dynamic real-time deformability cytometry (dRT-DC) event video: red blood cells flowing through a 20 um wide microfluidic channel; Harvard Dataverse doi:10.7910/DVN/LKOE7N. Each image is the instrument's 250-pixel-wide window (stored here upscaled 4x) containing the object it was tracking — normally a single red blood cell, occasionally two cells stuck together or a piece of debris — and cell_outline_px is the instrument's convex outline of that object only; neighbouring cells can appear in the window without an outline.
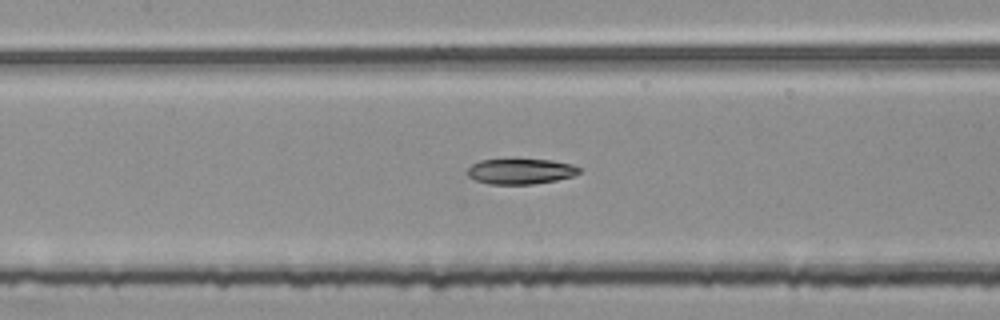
{"species": "common noctule bat (a hibernating species)", "species_latin": "Nyctalus noctula", "temperature_condition": "room temperature", "stored_images_in_passage": 53, "segment_of_instrument_passage": [2, 2], "camera_frame_rate_fps": 3000, "um_per_image_px": 0.085, "animal": {"sex": "female", "body_mass_g": 25.1}, "frame": {"image": 1, "passage_image": 24, "time_ms": 7.667, "image_size_px": [1000, 320], "cell_outline_px": [[580, 172], [572, 176], [556, 180], [532, 184], [488, 184], [476, 180], [468, 176], [468, 168], [472, 164], [480, 160], [552, 160], [572, 164], [580, 168]], "centroid_in_image_um": [44.25, 14.57], "position_along_channel_um": 163.2, "area_um2": 16.36}}
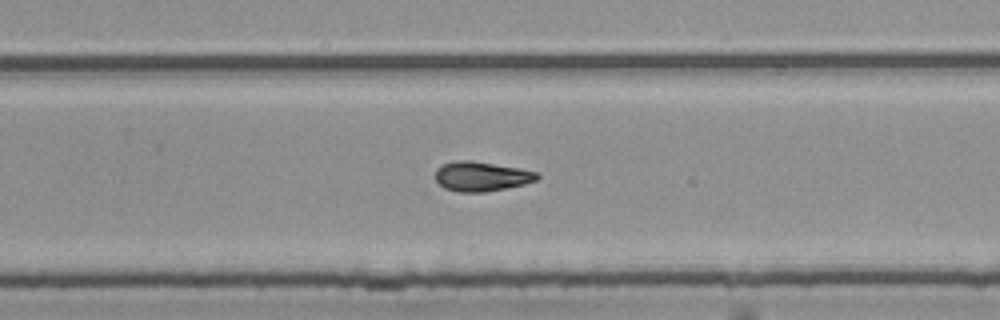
{"frame": {"image": 2, "passage_image": 34, "time_ms": 11.0, "image_size_px": [1000, 320], "cell_outline_px": [[540, 176], [536, 180], [524, 184], [484, 192], [456, 192], [444, 188], [436, 180], [436, 168], [444, 164], [456, 160], [468, 160], [516, 168], [536, 172]], "centroid_in_image_um": [40.87, 15.0], "position_along_channel_um": 288.9, "area_um2": 17.22}}
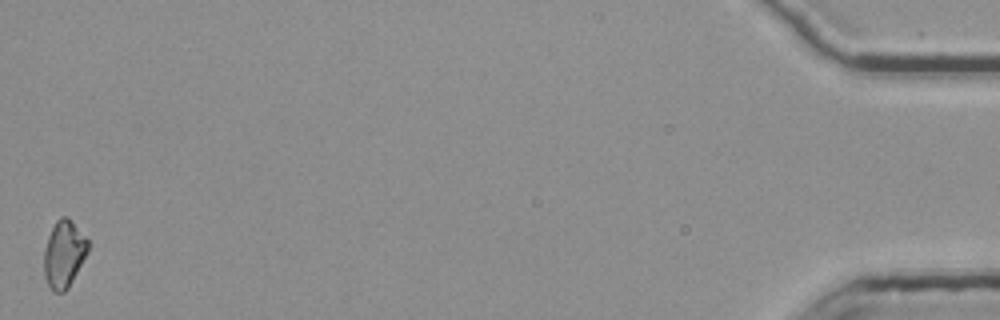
{"frame": {"image": 3, "passage_image": 53, "time_ms": 17.333, "image_size_px": [1000, 320], "cell_outline_px": [[92, 244], [88, 252], [68, 288], [64, 292], [52, 292], [44, 276], [44, 248], [48, 236], [56, 220], [60, 216], [68, 216]], "centroid_in_image_um": [5.45, 21.57], "position_along_channel_um": 429.8, "area_um2": 17.46}}